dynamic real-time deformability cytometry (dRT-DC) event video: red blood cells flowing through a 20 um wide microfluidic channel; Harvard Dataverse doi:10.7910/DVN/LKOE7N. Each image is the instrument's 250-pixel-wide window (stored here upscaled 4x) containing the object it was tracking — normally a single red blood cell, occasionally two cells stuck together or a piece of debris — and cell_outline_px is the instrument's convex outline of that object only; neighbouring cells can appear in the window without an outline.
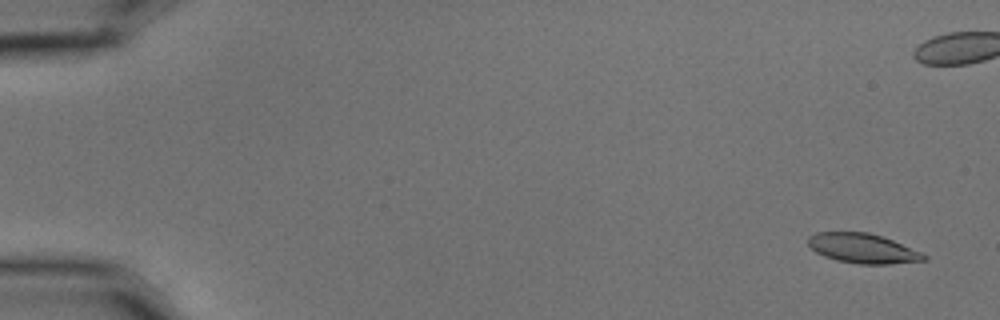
{"species": "common noctule bat (a hibernating species)", "species_latin": "Nyctalus noctula", "temperature_condition": "cold", "stored_images_in_passage": 6, "camera_frame_rate_fps": 3000, "um_per_image_px": 0.085, "animal": {"sex": "male", "body_mass_g": 15.6}, "frame": {"image": 1, "passage_image": 1, "time_ms": 0.0, "image_size_px": [1000, 320], "cell_outline_px": [[928, 256], [924, 260], [888, 264], [860, 264], [836, 260], [824, 256], [816, 252], [808, 244], [808, 236], [816, 232], [868, 232], [892, 240], [924, 252]], "centroid_in_image_um": [73.34, 21.11], "position_along_channel_um": 11.7, "area_um2": 20.0}}
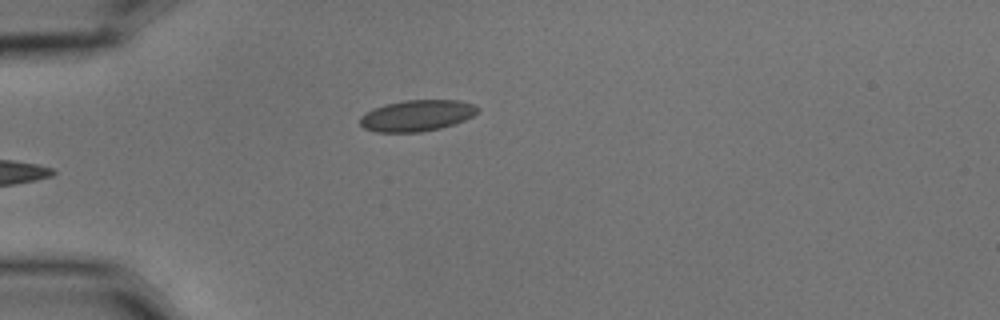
{"frame": {"image": 2, "passage_image": 6, "time_ms": 1.667, "image_size_px": [1000, 320], "cell_outline_px": [[480, 108], [472, 116], [464, 120], [440, 128], [420, 132], [376, 132], [364, 128], [360, 124], [360, 116], [364, 112], [372, 108], [384, 104], [404, 100], [460, 100], [472, 104]], "centroid_in_image_um": [35.39, 9.82], "position_along_channel_um": 49.6, "area_um2": 21.44}}